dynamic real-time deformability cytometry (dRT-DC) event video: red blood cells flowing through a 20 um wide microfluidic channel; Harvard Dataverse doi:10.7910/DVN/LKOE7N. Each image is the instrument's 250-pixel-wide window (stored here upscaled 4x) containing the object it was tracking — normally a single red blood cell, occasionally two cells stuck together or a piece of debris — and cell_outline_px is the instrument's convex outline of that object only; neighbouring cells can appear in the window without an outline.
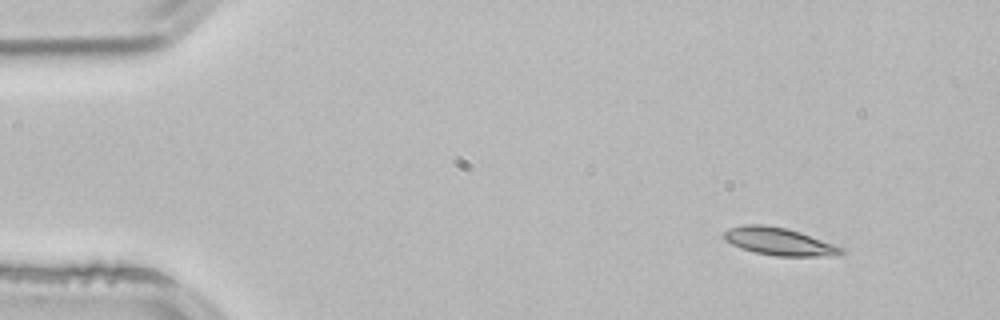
{"species": "common noctule bat (a hibernating species)", "species_latin": "Nyctalus noctula", "temperature_condition": "room temperature", "stored_images_in_passage": 3, "camera_frame_rate_fps": 3000, "um_per_image_px": 0.085, "animal": {"sex": "male", "body_mass_g": 21.5, "forearm_length_mm": 52.0}, "frame": {"image": 1, "passage_image": 1, "time_ms": 0.0, "image_size_px": [1000, 320], "cell_outline_px": [[844, 252], [836, 256], [776, 256], [756, 252], [740, 248], [724, 240], [724, 232], [728, 228], [744, 224], [764, 224], [788, 228], [800, 232], [844, 248]], "centroid_in_image_um": [66.21, 20.52], "position_along_channel_um": 18.8, "area_um2": 18.9}}
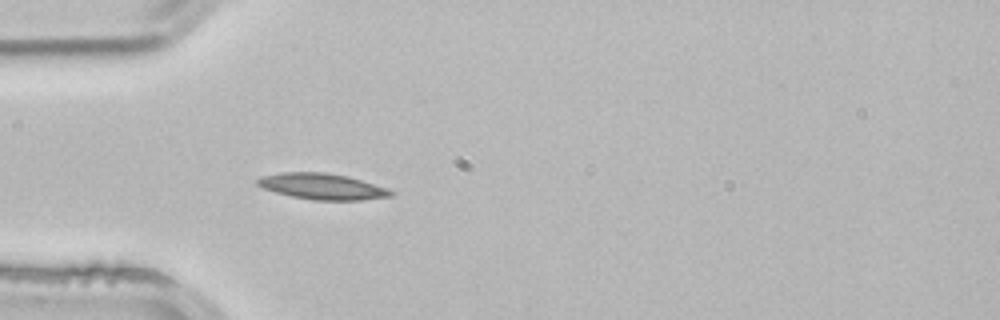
{"frame": {"image": 2, "passage_image": 3, "time_ms": 0.667, "image_size_px": [1000, 320], "cell_outline_px": [[396, 192], [392, 196], [364, 200], [312, 200], [292, 196], [276, 192], [264, 188], [256, 184], [256, 180], [260, 176], [280, 172], [324, 172], [348, 176], [388, 188]], "centroid_in_image_um": [27.41, 15.84], "position_along_channel_um": 57.6, "area_um2": 20.35}}